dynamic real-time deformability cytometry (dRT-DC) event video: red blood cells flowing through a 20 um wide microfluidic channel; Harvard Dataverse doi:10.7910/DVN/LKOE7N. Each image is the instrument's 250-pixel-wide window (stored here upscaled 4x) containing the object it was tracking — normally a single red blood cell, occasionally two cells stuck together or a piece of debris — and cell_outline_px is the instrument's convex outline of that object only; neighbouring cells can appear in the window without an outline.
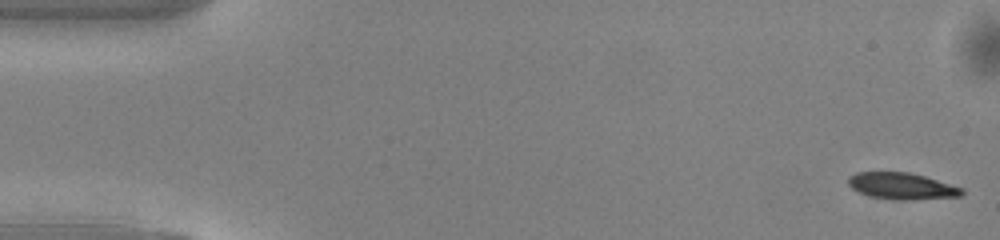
{"species": "common noctule bat (a hibernating species)", "species_latin": "Nyctalus noctula", "temperature_condition": "warm", "stored_images_in_passage": 49, "camera_frame_rate_fps": 3000, "um_per_image_px": 0.085, "animal": {"sex": "male", "body_mass_g": 13.0, "forearm_length_mm": 53.1}, "frame": {"image": 1, "passage_image": 1, "time_ms": 0.0, "image_size_px": [1000, 240], "cell_outline_px": [[964, 192], [960, 196], [912, 200], [896, 200], [868, 196], [856, 192], [848, 184], [848, 176], [856, 172], [908, 172], [924, 176], [964, 188]], "centroid_in_image_um": [76.62, 15.82], "position_along_channel_um": 8.4, "area_um2": 17.74}}
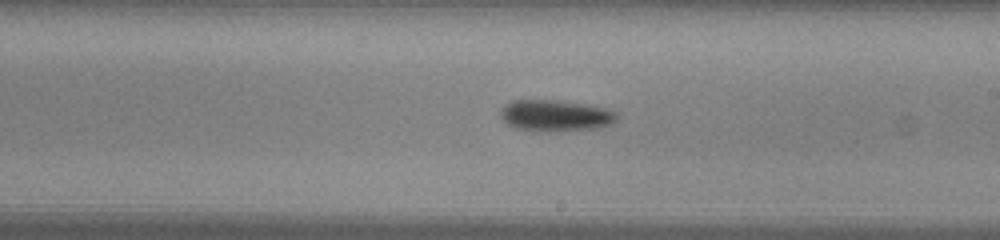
{"frame": {"image": 2, "passage_image": 28, "time_ms": 9.0, "image_size_px": [1000, 240], "cell_outline_px": [[620, 116], [612, 124], [596, 128], [516, 128], [508, 124], [500, 116], [500, 112], [512, 100], [564, 100], [588, 104], [608, 108], [616, 112]], "centroid_in_image_um": [47.3, 9.75], "position_along_channel_um": 241.7, "area_um2": 20.29}}
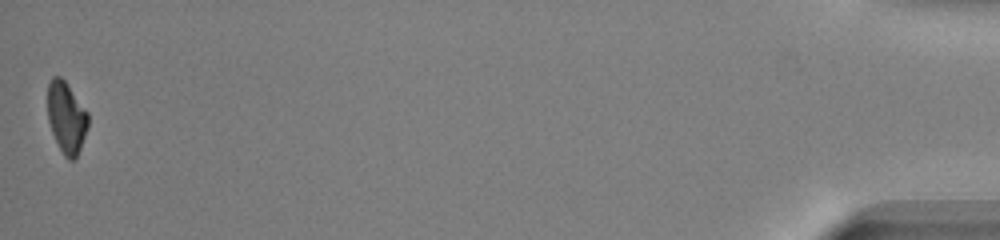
{"frame": {"image": 3, "passage_image": 49, "time_ms": 16.0, "image_size_px": [1000, 240], "cell_outline_px": [[88, 128], [80, 148], [76, 156], [72, 160], [68, 160], [64, 156], [52, 132], [48, 120], [48, 84], [52, 76], [60, 76], [64, 80], [88, 112]], "centroid_in_image_um": [5.65, 9.97], "position_along_channel_um": 429.6, "area_um2": 16.65}, "authors_computed_cell_mechanics": {"area_um2": 18.9584, "velocity_mm_per_s": 4.1371, "shape_relaxation_time_tau1_ms": 2.0483, "shape_relaxation_time_tau2_ms": null, "deformation_change_tau1": 0.1218, "deformation_change_tau2": null}}